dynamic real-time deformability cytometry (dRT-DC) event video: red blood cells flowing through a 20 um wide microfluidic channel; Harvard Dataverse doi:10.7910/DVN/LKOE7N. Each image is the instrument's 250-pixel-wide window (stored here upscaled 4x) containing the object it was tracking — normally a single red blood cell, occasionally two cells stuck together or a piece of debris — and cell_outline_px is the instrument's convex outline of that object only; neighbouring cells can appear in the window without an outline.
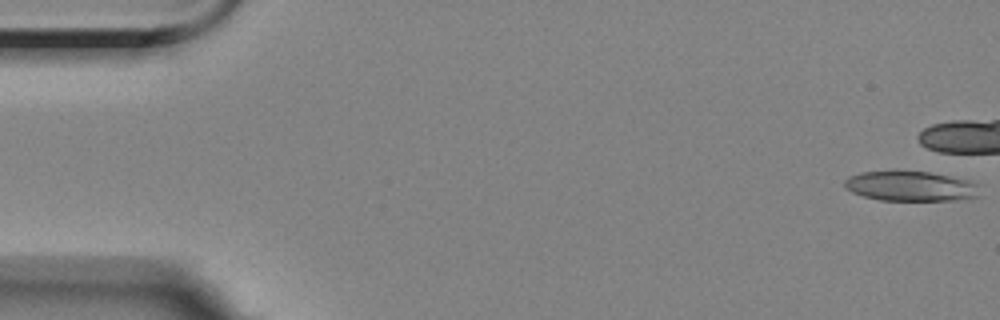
{"species": "Egyptian fruit bat (a non-hibernating species)", "species_latin": "Rousettus aegyptiacus", "temperature_condition": "room temperature", "stored_images_in_passage": 6, "camera_frame_rate_fps": 3000, "um_per_image_px": 0.085, "animal": {"sex": "female"}, "frame": {"image": 1, "passage_image": 1, "time_ms": 0.0, "image_size_px": [1000, 320], "cell_outline_px": [[976, 196], [952, 200], [880, 200], [864, 196], [852, 192], [844, 184], [844, 180], [848, 176], [860, 172], [896, 168], [928, 172], [968, 180], [976, 184]], "centroid_in_image_um": [77.27, 15.77], "position_along_channel_um": 7.7, "area_um2": 23.81}}